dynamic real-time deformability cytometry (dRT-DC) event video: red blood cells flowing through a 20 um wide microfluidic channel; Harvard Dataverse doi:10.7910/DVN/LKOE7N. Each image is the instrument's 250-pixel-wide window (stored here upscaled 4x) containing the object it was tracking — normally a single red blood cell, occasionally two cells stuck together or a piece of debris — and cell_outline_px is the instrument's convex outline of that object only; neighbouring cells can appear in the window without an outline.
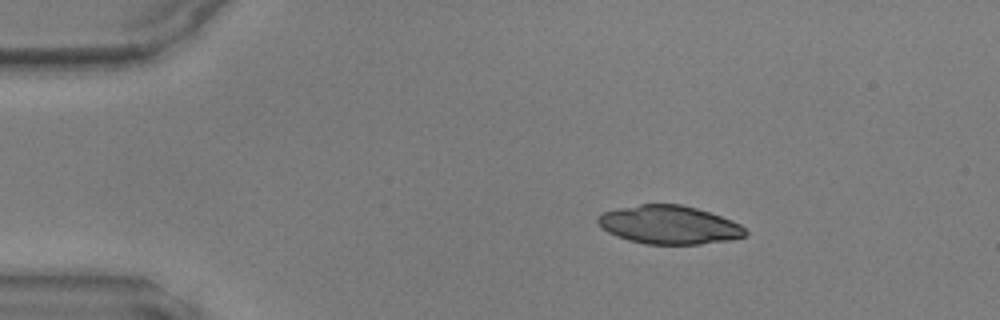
{"species": "common noctule bat (a hibernating species)", "species_latin": "Nyctalus noctula", "temperature_condition": "warm", "stored_images_in_passage": 40, "camera_frame_rate_fps": 3000, "um_per_image_px": 0.085, "animal": {"sex": "male", "body_mass_g": 17.9, "forearm_length_mm": 54.2}, "frame": {"image": 1, "passage_image": 1, "time_ms": 0.0, "image_size_px": [1000, 320], "cell_outline_px": [[748, 232], [744, 236], [732, 240], [700, 244], [644, 244], [628, 240], [616, 236], [608, 232], [596, 220], [596, 216], [600, 212], [616, 208], [640, 204], [680, 204], [696, 208], [732, 220], [740, 224]], "centroid_in_image_um": [56.85, 19.11], "position_along_channel_um": 28.1, "area_um2": 33.18}}